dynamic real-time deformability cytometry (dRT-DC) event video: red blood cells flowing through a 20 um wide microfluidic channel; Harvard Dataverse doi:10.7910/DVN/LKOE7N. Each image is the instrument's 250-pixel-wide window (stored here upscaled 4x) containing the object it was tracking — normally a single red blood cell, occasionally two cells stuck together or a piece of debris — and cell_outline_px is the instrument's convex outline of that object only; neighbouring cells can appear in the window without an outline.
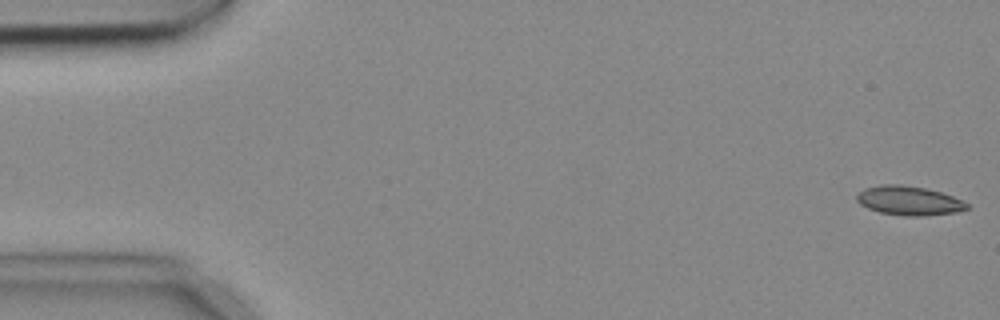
{"species": "common noctule bat (a hibernating species)", "species_latin": "Nyctalus noctula", "temperature_condition": "cold", "stored_images_in_passage": 5, "camera_frame_rate_fps": 3000, "um_per_image_px": 0.085, "animal": {"sex": "female", "body_mass_g": 18.4}, "frame": {"image": 1, "passage_image": 1, "time_ms": 0.0, "image_size_px": [1000, 320], "cell_outline_px": [[968, 208], [956, 212], [924, 216], [908, 216], [880, 212], [868, 208], [860, 204], [856, 200], [856, 196], [864, 188], [880, 184], [900, 184], [924, 188], [940, 192], [952, 196], [968, 204]], "centroid_in_image_um": [77.23, 17.05], "position_along_channel_um": 7.8, "area_um2": 18.55}}
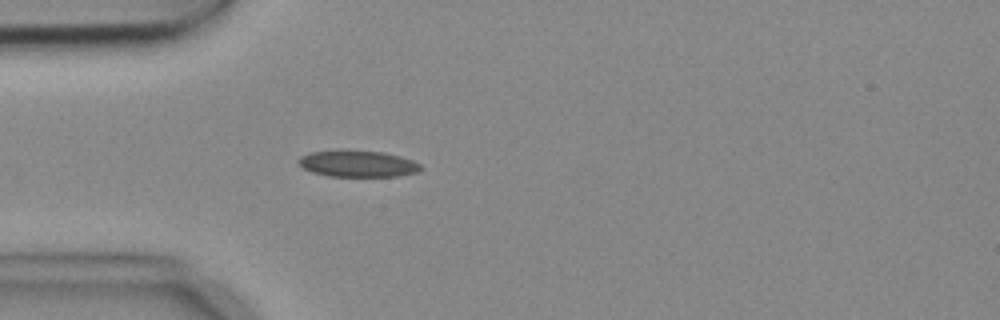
{"frame": {"image": 2, "passage_image": 5, "time_ms": 1.333, "image_size_px": [1000, 320], "cell_outline_px": [[424, 168], [416, 172], [396, 176], [328, 176], [312, 172], [304, 168], [296, 160], [300, 156], [308, 152], [340, 148], [384, 152], [400, 156], [412, 160], [420, 164]], "centroid_in_image_um": [30.36, 13.88], "position_along_channel_um": 54.6, "area_um2": 19.36}}